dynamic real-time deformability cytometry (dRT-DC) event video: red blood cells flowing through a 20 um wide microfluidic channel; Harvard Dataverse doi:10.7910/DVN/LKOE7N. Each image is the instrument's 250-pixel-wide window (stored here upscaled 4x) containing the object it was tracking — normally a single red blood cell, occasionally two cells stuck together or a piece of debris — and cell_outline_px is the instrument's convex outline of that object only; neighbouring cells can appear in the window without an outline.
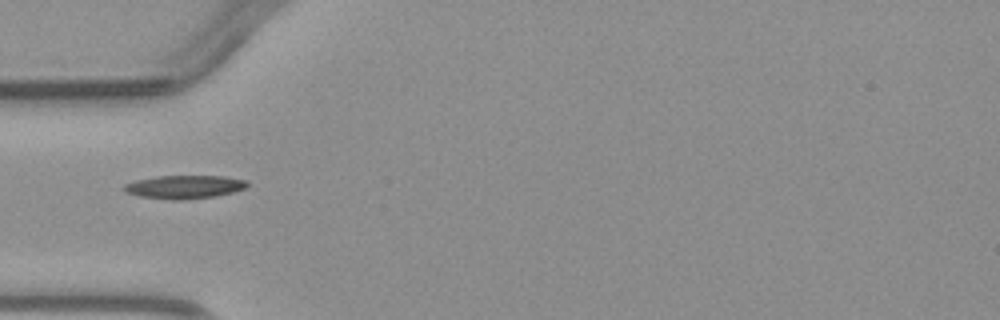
{"species": "common noctule bat (a hibernating species)", "species_latin": "Nyctalus noctula", "temperature_condition": "warm", "stored_images_in_passage": 2, "camera_frame_rate_fps": 3000, "um_per_image_px": 0.085, "animal": {"sex": "male", "body_mass_g": 23.1, "forearm_length_mm": 52.7}, "frame": {"image": 1, "passage_image": 1, "time_ms": 0.0, "image_size_px": [1000, 320], "cell_outline_px": [[248, 184], [244, 188], [232, 192], [216, 196], [180, 200], [172, 200], [140, 196], [124, 192], [120, 188], [124, 184], [136, 180], [156, 176], [224, 176], [248, 180]], "centroid_in_image_um": [15.63, 15.88], "position_along_channel_um": 69.4, "area_um2": 16.82}}
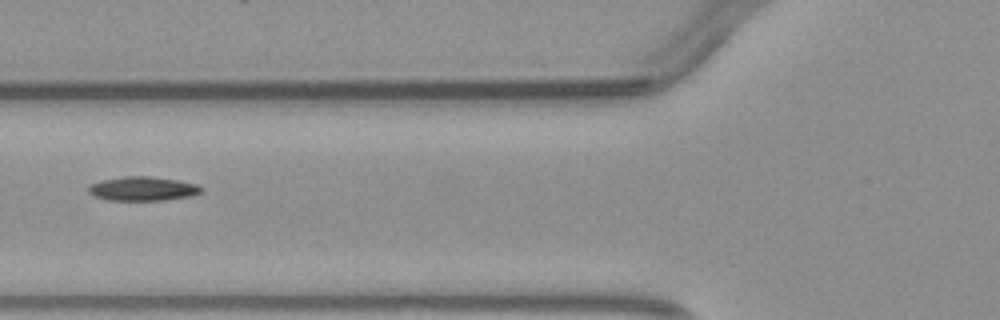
{"frame": {"image": 2, "passage_image": 2, "time_ms": 1.0, "image_size_px": [1000, 320], "cell_outline_px": [[204, 188], [200, 192], [192, 196], [164, 200], [108, 200], [96, 196], [88, 192], [88, 184], [100, 180], [124, 176], [148, 176], [180, 180], [196, 184]], "centroid_in_image_um": [12.13, 16.03], "position_along_channel_um": 113.7, "area_um2": 15.95}}